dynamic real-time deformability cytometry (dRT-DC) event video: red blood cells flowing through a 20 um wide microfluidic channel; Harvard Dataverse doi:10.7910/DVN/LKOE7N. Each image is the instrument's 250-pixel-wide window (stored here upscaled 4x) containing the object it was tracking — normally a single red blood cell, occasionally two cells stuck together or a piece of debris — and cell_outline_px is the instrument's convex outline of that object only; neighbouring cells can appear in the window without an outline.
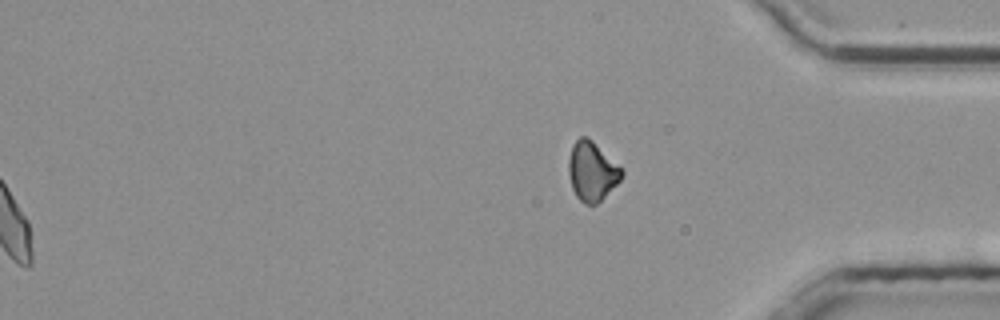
{"species": "common noctule bat (a hibernating species)", "species_latin": "Nyctalus noctula", "temperature_condition": "room temperature", "stored_images_in_passage": 56, "segment_of_instrument_passage": [2, 2], "camera_frame_rate_fps": 3000, "um_per_image_px": 0.085, "animal": {"sex": "male", "body_mass_g": 20.4}, "frame": {"image": 1, "passage_image": 56, "time_ms": 18.333, "image_size_px": [1000, 320], "cell_outline_px": [[624, 172], [620, 180], [596, 204], [584, 204], [576, 196], [572, 188], [568, 172], [568, 160], [572, 144], [580, 136], [588, 136], [624, 168]], "centroid_in_image_um": [50.32, 14.51], "position_along_channel_um": 384.9, "area_um2": 18.5}}